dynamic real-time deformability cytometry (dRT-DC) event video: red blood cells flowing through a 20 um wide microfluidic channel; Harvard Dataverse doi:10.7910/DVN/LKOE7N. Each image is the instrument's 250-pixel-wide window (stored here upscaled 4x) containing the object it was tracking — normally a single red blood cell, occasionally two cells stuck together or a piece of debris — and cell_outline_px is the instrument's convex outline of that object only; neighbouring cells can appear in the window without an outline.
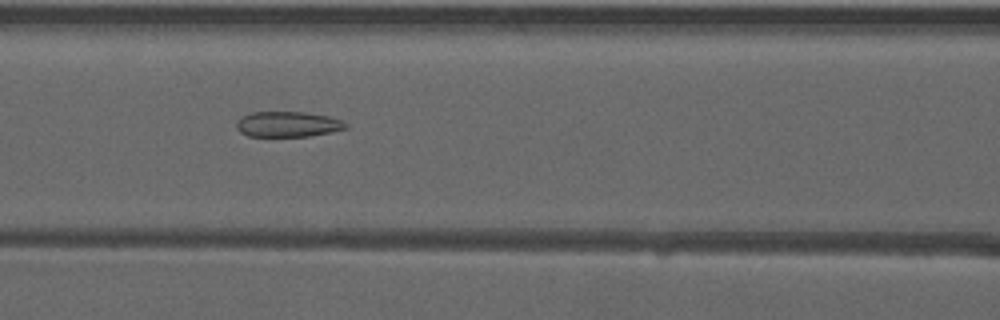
{"species": "common noctule bat (a hibernating species)", "species_latin": "Nyctalus noctula", "temperature_condition": "warm", "stored_images_in_passage": 48, "camera_frame_rate_fps": 3000, "um_per_image_px": 0.085, "animal": {"sex": "male", "forearm_length_mm": 52.5}, "frame": {"image": 1, "passage_image": 19, "time_ms": 6.0, "image_size_px": [1000, 320], "cell_outline_px": [[348, 128], [332, 132], [308, 136], [248, 136], [240, 132], [236, 128], [236, 124], [244, 116], [252, 112], [304, 112], [328, 116], [340, 120], [348, 124]], "centroid_in_image_um": [24.49, 10.56], "position_along_channel_um": 142.1, "area_um2": 16.07}}
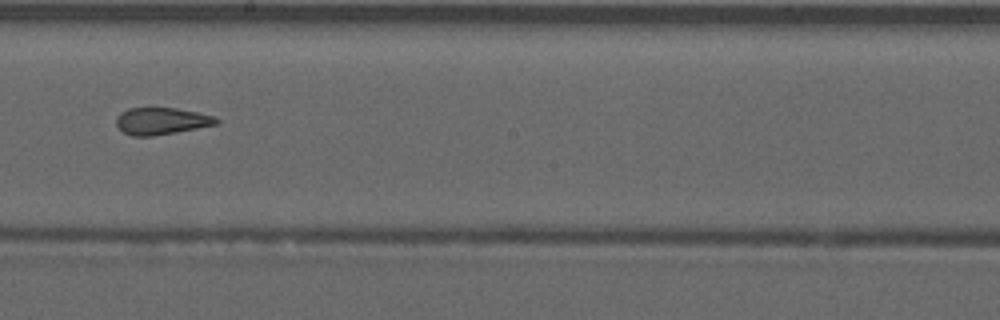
{"frame": {"image": 2, "passage_image": 26, "time_ms": 8.333, "image_size_px": [1000, 320], "cell_outline_px": [[220, 124], [176, 132], [152, 136], [132, 136], [124, 132], [116, 124], [116, 116], [120, 112], [128, 108], [176, 108], [216, 116], [220, 120]], "centroid_in_image_um": [13.75, 10.28], "position_along_channel_um": 234.5, "area_um2": 15.84}}
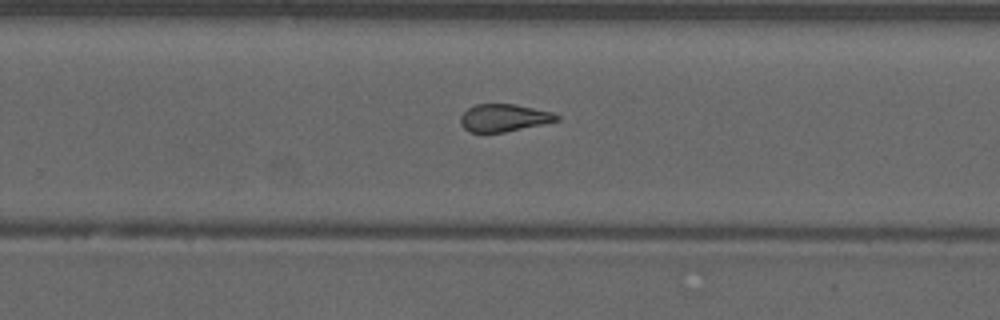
{"frame": {"image": 3, "passage_image": 30, "time_ms": 9.667, "image_size_px": [1000, 320], "cell_outline_px": [[560, 120], [504, 132], [468, 132], [460, 124], [460, 116], [468, 108], [476, 104], [516, 104], [552, 112], [560, 116]], "centroid_in_image_um": [42.81, 10.01], "position_along_channel_um": 287.0, "area_um2": 15.37}, "authors_computed_cell_mechanics": {"area_um2": 16.8487, "velocity_mm_per_s": 3.9686, "shape_relaxation_time_tau1_ms": null, "shape_relaxation_time_tau2_ms": 1.7498, "deformation_change_tau1": null, "deformation_change_tau2": 0.0947}}